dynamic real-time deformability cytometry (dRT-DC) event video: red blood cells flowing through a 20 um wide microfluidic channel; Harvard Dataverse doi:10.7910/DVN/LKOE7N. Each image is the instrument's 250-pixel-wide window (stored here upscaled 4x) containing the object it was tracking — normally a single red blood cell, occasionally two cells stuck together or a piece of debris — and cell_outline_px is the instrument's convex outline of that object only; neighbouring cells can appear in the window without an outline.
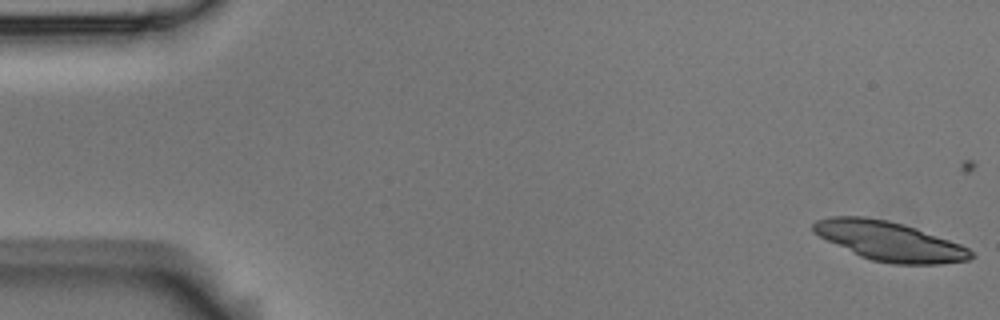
{"species": "Egyptian fruit bat (a non-hibernating species)", "species_latin": "Rousettus aegyptiacus", "temperature_condition": "room temperature", "stored_images_in_passage": 6, "camera_frame_rate_fps": 3000, "um_per_image_px": 0.085, "animal": {"sex": "male"}, "frame": {"image": 1, "passage_image": 1, "time_ms": 0.0, "image_size_px": [1000, 320], "cell_outline_px": [[976, 256], [968, 260], [940, 264], [892, 264], [872, 260], [860, 256], [812, 232], [812, 224], [816, 220], [832, 216], [864, 216], [888, 220], [904, 224], [916, 228], [960, 244], [968, 248]], "centroid_in_image_um": [75.61, 20.49], "position_along_channel_um": 9.4, "area_um2": 35.89}}